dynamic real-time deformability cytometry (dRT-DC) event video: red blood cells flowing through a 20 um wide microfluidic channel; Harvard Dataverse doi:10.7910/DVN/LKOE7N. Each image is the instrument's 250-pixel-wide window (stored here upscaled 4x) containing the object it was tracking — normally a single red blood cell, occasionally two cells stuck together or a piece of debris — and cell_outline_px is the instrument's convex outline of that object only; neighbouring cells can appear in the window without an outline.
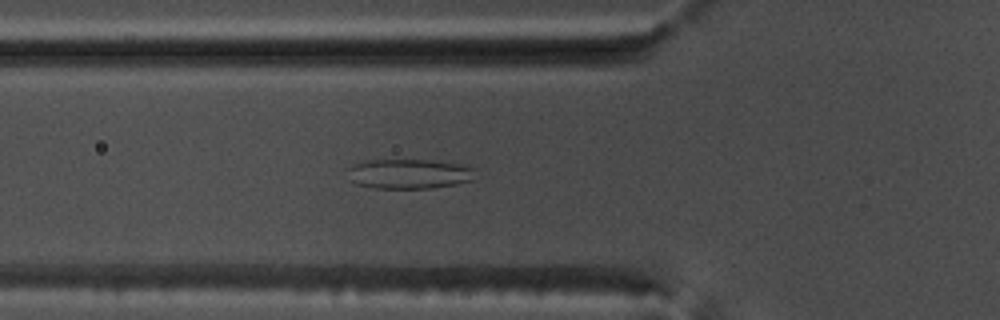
{"species": "common noctule bat (a hibernating species)", "species_latin": "Nyctalus noctula", "temperature_condition": "warm", "stored_images_in_passage": 51, "camera_frame_rate_fps": 3000, "um_per_image_px": 0.085, "animal": {"sex": "male", "body_mass_g": 17.5, "forearm_length_mm": 52.3}, "frame": {"image": 1, "passage_image": 20, "time_ms": 6.333, "image_size_px": [1000, 320], "cell_outline_px": [[476, 168], [472, 180], [456, 184], [428, 188], [376, 188], [356, 184], [348, 180], [348, 168], [352, 164], [368, 160], [424, 160], [468, 164]], "centroid_in_image_um": [34.77, 14.77], "position_along_channel_um": 91.0, "area_um2": 22.37}}
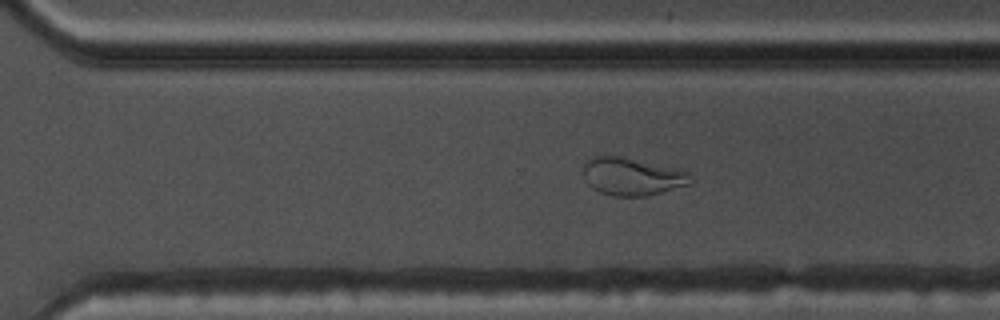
{"frame": {"image": 2, "passage_image": 38, "time_ms": 12.333, "image_size_px": [1000, 320], "cell_outline_px": [[692, 180], [688, 184], [660, 192], [644, 196], [612, 196], [600, 192], [592, 188], [584, 180], [584, 164], [588, 160], [596, 156], [620, 156], [676, 168], [688, 172]], "centroid_in_image_um": [53.69, 15.0], "position_along_channel_um": 316.9, "area_um2": 23.24}}
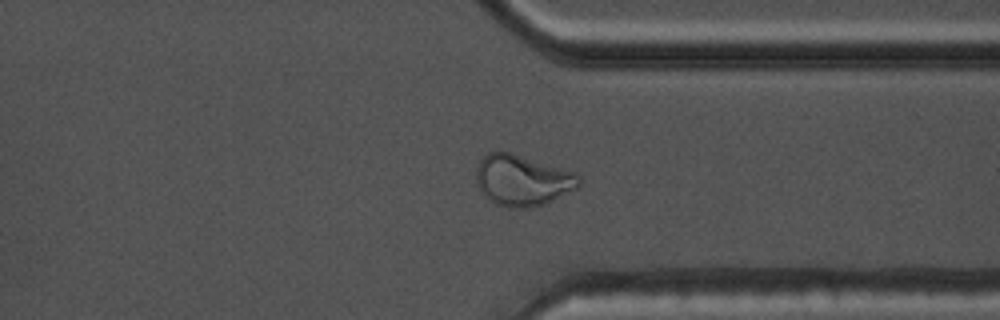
{"frame": {"image": 3, "passage_image": 42, "time_ms": 13.667, "image_size_px": [1000, 320], "cell_outline_px": [[580, 184], [576, 188], [544, 204], [532, 208], [508, 208], [496, 204], [476, 184], [476, 168], [480, 160], [488, 152], [512, 152], [576, 172], [580, 176]], "centroid_in_image_um": [44.42, 15.31], "position_along_channel_um": 367.0, "area_um2": 30.46}}